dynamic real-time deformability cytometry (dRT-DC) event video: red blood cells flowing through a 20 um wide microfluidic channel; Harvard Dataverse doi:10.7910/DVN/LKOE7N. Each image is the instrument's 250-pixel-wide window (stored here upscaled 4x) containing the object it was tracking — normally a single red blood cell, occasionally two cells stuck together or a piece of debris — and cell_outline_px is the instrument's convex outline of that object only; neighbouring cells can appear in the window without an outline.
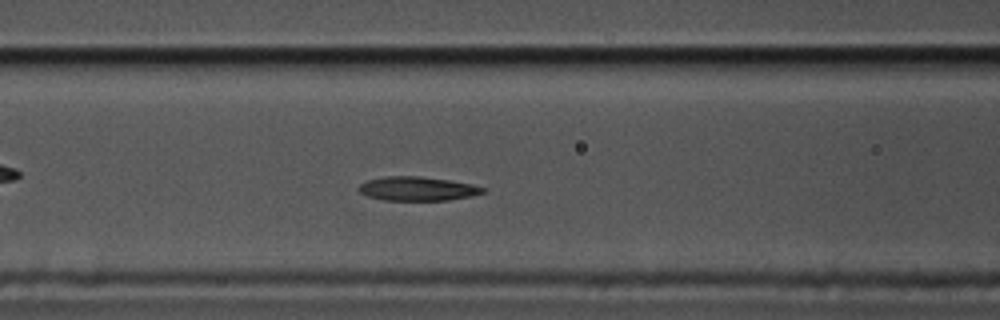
{"species": "common noctule bat (a hibernating species)", "species_latin": "Nyctalus noctula", "temperature_condition": "cold", "stored_images_in_passage": 48, "camera_frame_rate_fps": 3000, "um_per_image_px": 0.085, "animal": {"sex": "male", "body_mass_g": 17.5, "forearm_length_mm": 52.3}, "frame": {"image": 1, "passage_image": 13, "time_ms": 4.0, "image_size_px": [1000, 320], "cell_outline_px": [[484, 192], [472, 196], [448, 200], [384, 200], [368, 196], [360, 192], [356, 188], [360, 184], [368, 180], [384, 176], [420, 176], [448, 180], [472, 184], [484, 188]], "centroid_in_image_um": [35.45, 16.04], "position_along_channel_um": 131.1, "area_um2": 17.28}}
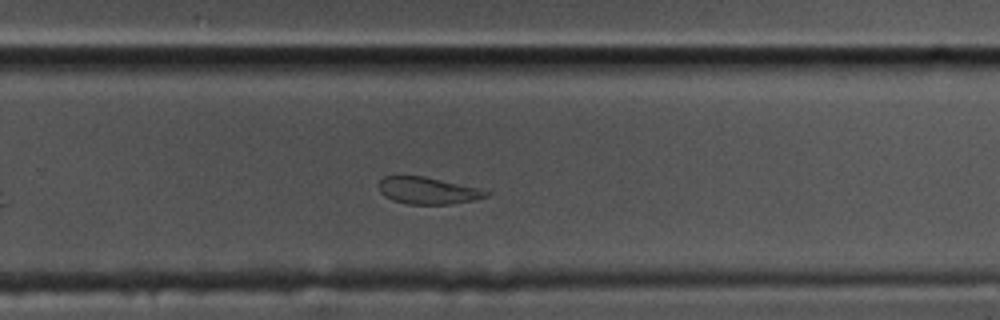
{"frame": {"image": 2, "passage_image": 27, "time_ms": 8.667, "image_size_px": [1000, 320], "cell_outline_px": [[492, 192], [488, 196], [472, 200], [452, 204], [408, 204], [392, 200], [384, 196], [380, 192], [380, 180], [384, 176], [424, 176], [480, 188]], "centroid_in_image_um": [36.39, 16.2], "position_along_channel_um": 293.4, "area_um2": 16.82}}
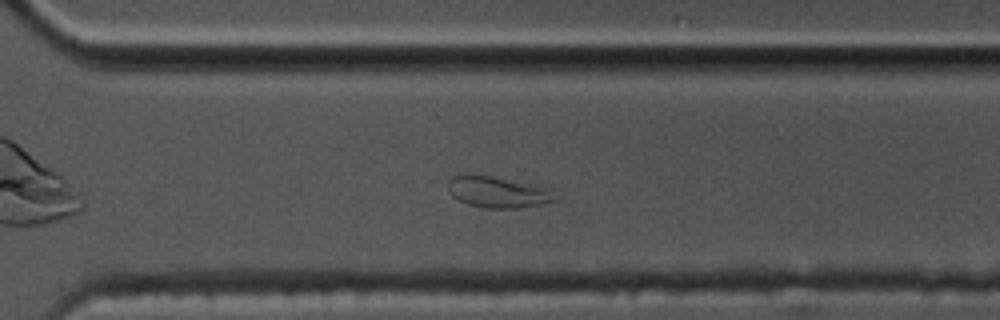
{"frame": {"image": 3, "passage_image": 30, "time_ms": 9.667, "image_size_px": [1000, 320], "cell_outline_px": [[560, 196], [556, 200], [540, 204], [520, 208], [484, 208], [468, 204], [452, 196], [448, 188], [448, 180], [452, 176], [464, 172], [488, 176], [532, 184], [544, 188]], "centroid_in_image_um": [42.26, 16.31], "position_along_channel_um": 328.3, "area_um2": 19.48}, "authors_computed_cell_mechanics": {"area_um2": 18.1492, "velocity_mm_per_s": 3.4882, "shape_relaxation_time_tau1_ms": 4.5664, "shape_relaxation_time_tau2_ms": 1.9769, "deformation_change_tau1": 0.1977, "deformation_change_tau2": 0.0663}}